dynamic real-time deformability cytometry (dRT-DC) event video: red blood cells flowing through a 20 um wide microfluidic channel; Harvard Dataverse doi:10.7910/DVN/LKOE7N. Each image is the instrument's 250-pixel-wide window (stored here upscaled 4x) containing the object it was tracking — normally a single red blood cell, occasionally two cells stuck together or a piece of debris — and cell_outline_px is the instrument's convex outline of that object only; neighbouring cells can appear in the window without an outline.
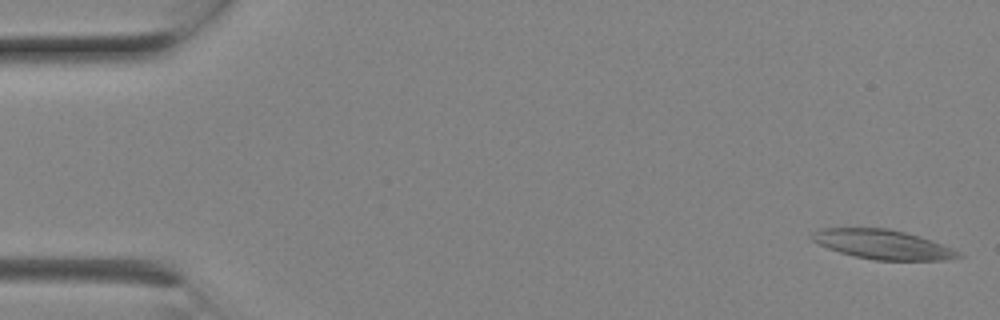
{"species": "Egyptian fruit bat (a non-hibernating species)", "species_latin": "Rousettus aegyptiacus", "temperature_condition": "room temperature", "stored_images_in_passage": 6, "camera_frame_rate_fps": 3000, "um_per_image_px": 0.085, "animal": {"sex": "female"}, "frame": {"image": 1, "passage_image": 1, "time_ms": 0.0, "image_size_px": [1000, 320], "cell_outline_px": [[964, 256], [944, 260], [876, 260], [856, 256], [840, 252], [828, 248], [812, 240], [808, 236], [820, 228], [888, 228], [904, 232], [940, 244], [960, 252]], "centroid_in_image_um": [74.99, 20.77], "position_along_channel_um": 10.0, "area_um2": 24.62}}
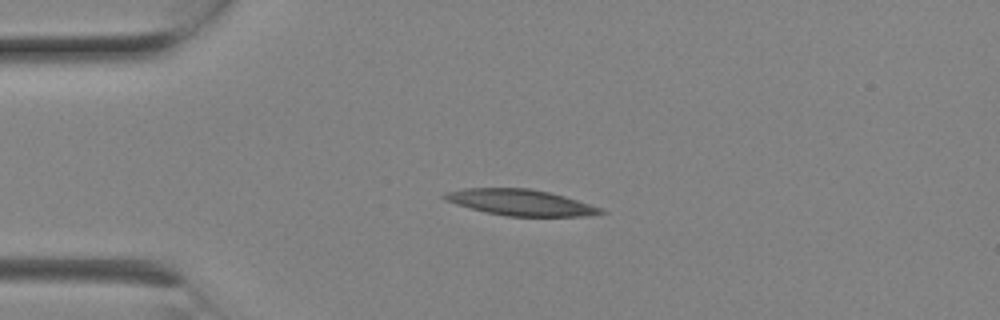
{"frame": {"image": 2, "passage_image": 5, "time_ms": 1.333, "image_size_px": [1000, 320], "cell_outline_px": [[608, 212], [588, 216], [504, 216], [484, 212], [456, 204], [444, 200], [440, 196], [444, 192], [464, 188], [528, 188], [548, 192], [564, 196], [600, 208]], "centroid_in_image_um": [44.17, 17.21], "position_along_channel_um": 40.8, "area_um2": 23.7}}